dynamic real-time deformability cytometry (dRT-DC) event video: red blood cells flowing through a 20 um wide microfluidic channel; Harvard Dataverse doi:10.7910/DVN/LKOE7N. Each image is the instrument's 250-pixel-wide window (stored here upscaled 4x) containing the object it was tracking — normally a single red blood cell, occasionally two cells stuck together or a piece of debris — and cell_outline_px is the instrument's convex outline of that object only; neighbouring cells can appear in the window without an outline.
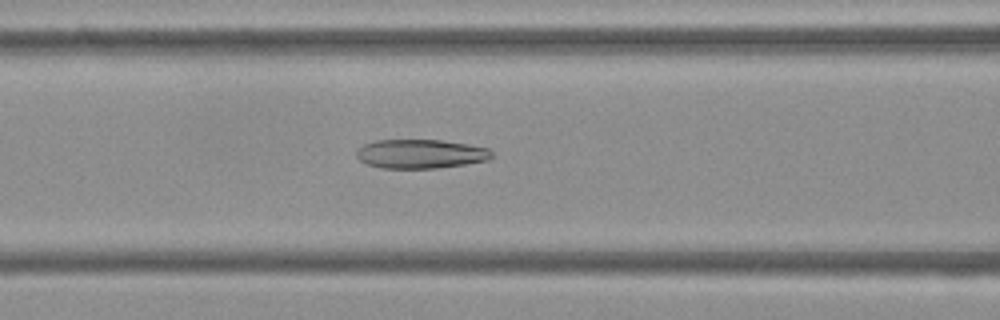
{"species": "Egyptian fruit bat (a non-hibernating species)", "species_latin": "Rousettus aegyptiacus", "temperature_condition": "cold", "stored_images_in_passage": 54, "camera_frame_rate_fps": 3000, "um_per_image_px": 0.085, "frame": {"image": 1, "passage_image": 22, "time_ms": 7.0, "image_size_px": [1000, 320], "cell_outline_px": [[492, 156], [488, 160], [464, 164], [436, 168], [380, 168], [368, 164], [360, 160], [356, 156], [356, 148], [364, 144], [376, 140], [440, 140], [468, 144], [488, 148], [492, 152]], "centroid_in_image_um": [35.72, 13.07], "position_along_channel_um": 130.9, "area_um2": 22.89}}
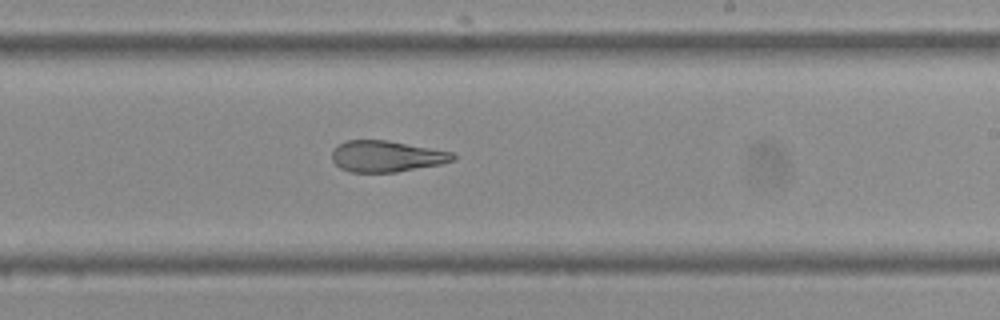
{"frame": {"image": 2, "passage_image": 32, "time_ms": 10.333, "image_size_px": [1000, 320], "cell_outline_px": [[456, 160], [440, 164], [396, 172], [348, 172], [340, 168], [332, 160], [332, 152], [340, 144], [348, 140], [388, 140], [452, 152], [456, 156]], "centroid_in_image_um": [32.86, 13.29], "position_along_channel_um": 256.1, "area_um2": 21.91}}
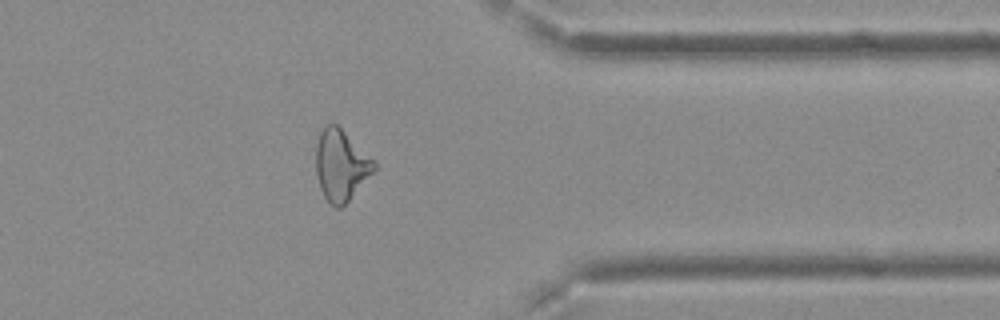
{"frame": {"image": 3, "passage_image": 43, "time_ms": 14.0, "image_size_px": [1000, 320], "cell_outline_px": [[376, 168], [348, 200], [340, 208], [336, 208], [324, 196], [320, 188], [316, 176], [316, 144], [320, 132], [324, 124], [336, 124], [376, 160]], "centroid_in_image_um": [28.97, 14.01], "position_along_channel_um": 382.4, "area_um2": 23.87}, "authors_computed_cell_mechanics": {"area_um2": 25.0852, "velocity_mm_per_s": 3.7563, "shape_relaxation_time_tau1_ms": null, "shape_relaxation_time_tau2_ms": 2.8415, "deformation_change_tau1": null, "deformation_change_tau2": 0.1138}}